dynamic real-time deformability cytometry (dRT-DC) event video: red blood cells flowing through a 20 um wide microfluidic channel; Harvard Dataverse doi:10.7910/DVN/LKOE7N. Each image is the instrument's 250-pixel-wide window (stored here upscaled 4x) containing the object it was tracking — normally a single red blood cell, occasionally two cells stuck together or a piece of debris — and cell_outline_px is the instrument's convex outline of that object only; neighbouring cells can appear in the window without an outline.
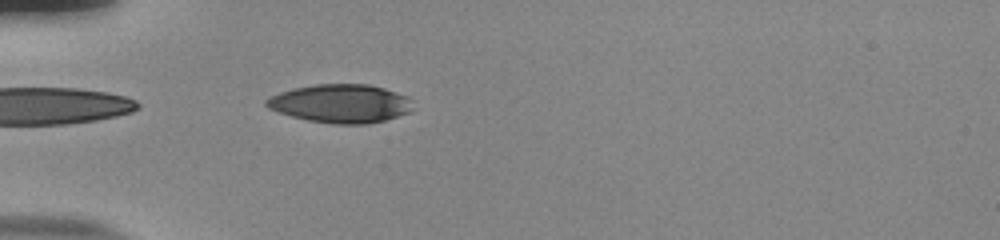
{"species": "human", "species_latin": "Homo sapiens", "temperature_condition": "room temperature", "stored_images_in_passage": 7, "camera_frame_rate_fps": 3000, "um_per_image_px": 0.085, "donor": {"sex": "male"}, "frame": {"image": 1, "passage_image": 2, "time_ms": 0.333, "image_size_px": [1000, 240], "cell_outline_px": [[412, 108], [408, 112], [384, 120], [368, 124], [332, 124], [308, 120], [292, 116], [268, 108], [264, 104], [264, 100], [280, 92], [292, 88], [316, 84], [368, 84], [384, 88], [408, 96], [412, 100]], "centroid_in_image_um": [28.95, 8.79], "position_along_channel_um": 56.0, "area_um2": 32.83}}